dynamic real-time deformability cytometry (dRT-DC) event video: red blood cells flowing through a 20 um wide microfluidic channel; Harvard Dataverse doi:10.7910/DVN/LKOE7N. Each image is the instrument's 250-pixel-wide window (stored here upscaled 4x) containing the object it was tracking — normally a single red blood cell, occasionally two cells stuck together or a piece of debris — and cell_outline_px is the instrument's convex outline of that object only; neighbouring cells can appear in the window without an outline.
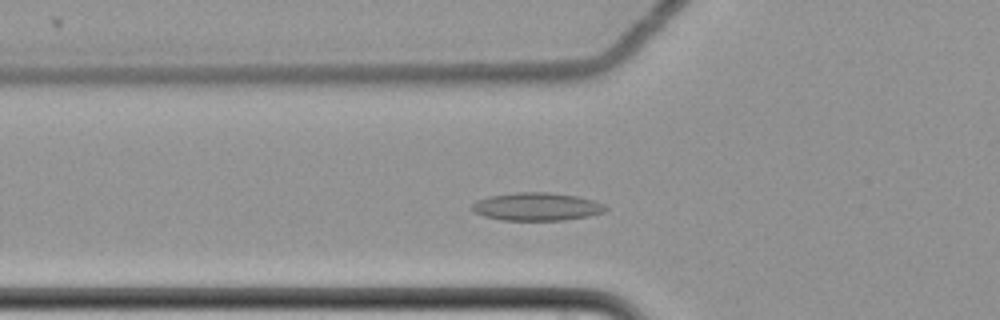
{"species": "common noctule bat (a hibernating species)", "species_latin": "Nyctalus noctula", "temperature_condition": "cold", "stored_images_in_passage": 55, "camera_frame_rate_fps": 3000, "um_per_image_px": 0.085, "animal": {"sex": "female", "body_mass_g": 22.7, "forearm_length_mm": 54.2}, "frame": {"image": 1, "passage_image": 16, "time_ms": 5.0, "image_size_px": [1000, 320], "cell_outline_px": [[608, 208], [604, 212], [588, 216], [564, 220], [504, 220], [484, 216], [472, 212], [468, 208], [476, 200], [488, 196], [516, 192], [548, 192], [576, 196], [592, 200], [604, 204]], "centroid_in_image_um": [45.57, 17.56], "position_along_channel_um": 80.2, "area_um2": 21.91}}
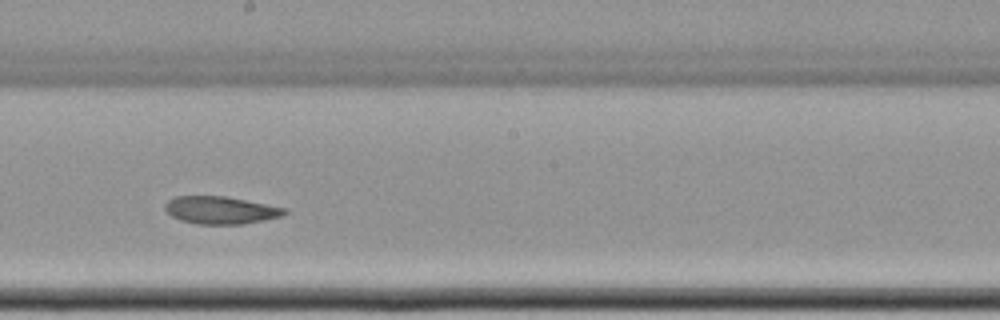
{"frame": {"image": 2, "passage_image": 29, "time_ms": 9.333, "image_size_px": [1000, 320], "cell_outline_px": [[288, 212], [280, 216], [264, 220], [244, 224], [196, 224], [180, 220], [172, 216], [164, 208], [164, 204], [168, 200], [176, 196], [224, 196], [288, 208]], "centroid_in_image_um": [18.75, 17.86], "position_along_channel_um": 229.4, "area_um2": 19.19}}
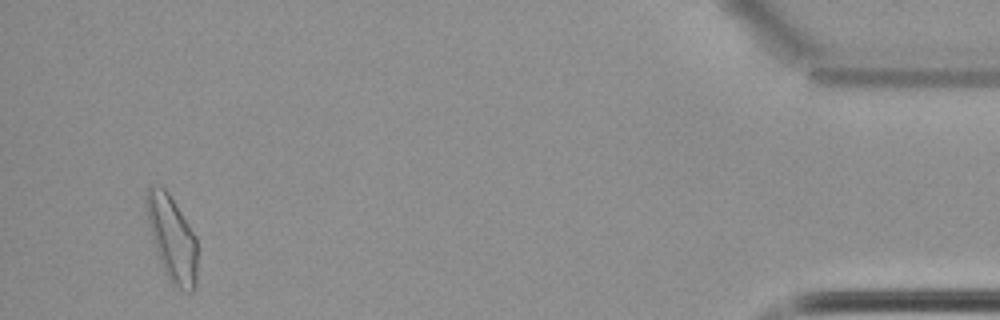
{"frame": {"image": 3, "passage_image": 52, "time_ms": 17.0, "image_size_px": [1000, 320], "cell_outline_px": [[196, 284], [192, 292], [188, 292], [172, 284], [160, 260], [148, 224], [144, 196], [148, 188], [152, 184], [156, 184], [164, 188], [168, 192], [196, 236]], "centroid_in_image_um": [14.61, 20.21], "position_along_channel_um": 420.6, "area_um2": 24.91}, "authors_computed_cell_mechanics": {"area_um2": 21.2126, "velocity_mm_per_s": 3.464, "shape_relaxation_time_tau1_ms": null, "shape_relaxation_time_tau2_ms": 3.8224, "deformation_change_tau1": null, "deformation_change_tau2": 0.0871}}